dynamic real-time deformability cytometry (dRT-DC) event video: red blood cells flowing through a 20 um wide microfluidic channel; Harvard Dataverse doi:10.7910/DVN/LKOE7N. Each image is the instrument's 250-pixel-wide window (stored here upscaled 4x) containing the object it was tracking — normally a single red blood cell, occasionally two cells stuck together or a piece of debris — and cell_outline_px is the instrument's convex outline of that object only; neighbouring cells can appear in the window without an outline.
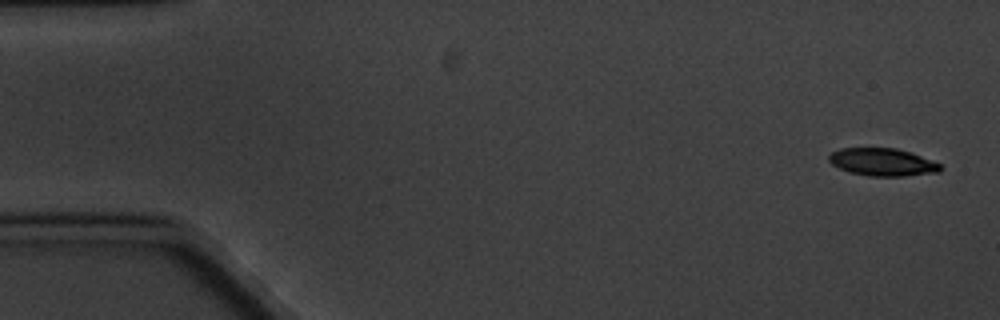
{"species": "common noctule bat (a hibernating species)", "species_latin": "Nyctalus noctula", "temperature_condition": "cold", "stored_images_in_passage": 5, "camera_frame_rate_fps": 3000, "um_per_image_px": 0.085, "animal": {"sex": "male", "body_mass_g": 20.1, "forearm_length_mm": 53.5}, "frame": {"image": 1, "passage_image": 1, "time_ms": 0.0, "image_size_px": [1000, 320], "cell_outline_px": [[944, 168], [940, 172], [904, 176], [868, 176], [848, 172], [832, 164], [828, 160], [828, 156], [832, 152], [840, 148], [896, 148], [912, 152], [940, 164]], "centroid_in_image_um": [75.02, 13.78], "position_along_channel_um": 10.0, "area_um2": 18.09}}
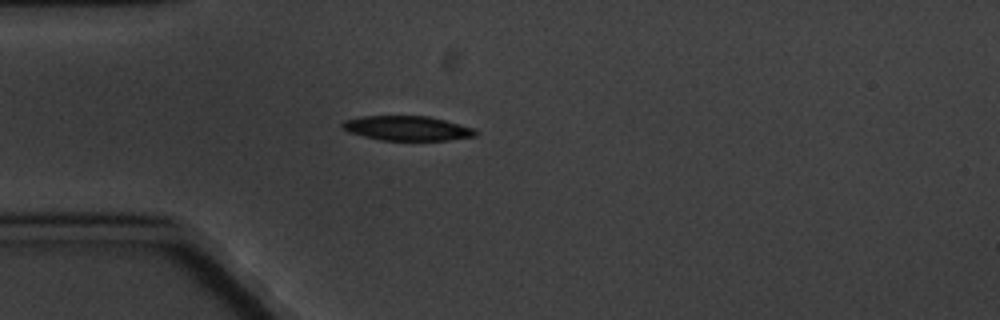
{"frame": {"image": 2, "passage_image": 5, "time_ms": 4.667, "image_size_px": [1000, 320], "cell_outline_px": [[480, 132], [476, 136], [448, 140], [380, 140], [348, 132], [340, 124], [344, 120], [360, 116], [428, 116], [476, 128]], "centroid_in_image_um": [34.64, 10.9], "position_along_channel_um": 50.4, "area_um2": 19.19}}